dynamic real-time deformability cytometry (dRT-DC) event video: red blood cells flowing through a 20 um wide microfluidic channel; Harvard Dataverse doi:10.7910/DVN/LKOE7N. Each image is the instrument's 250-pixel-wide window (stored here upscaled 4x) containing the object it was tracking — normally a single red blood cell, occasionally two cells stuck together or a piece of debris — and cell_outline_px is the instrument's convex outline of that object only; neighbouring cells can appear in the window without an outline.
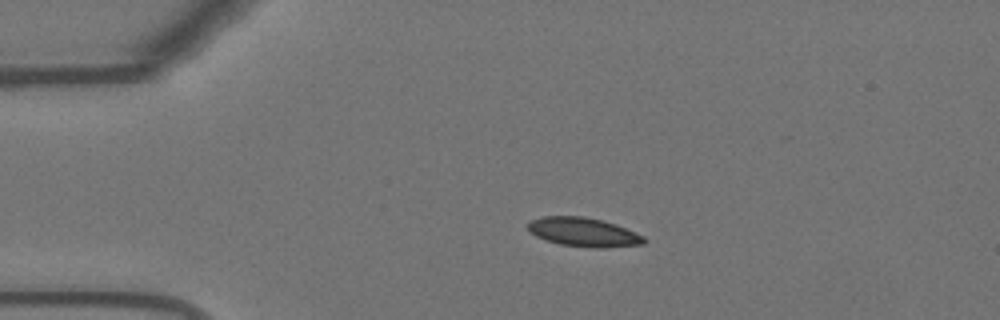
{"species": "Egyptian fruit bat (a non-hibernating species)", "species_latin": "Rousettus aegyptiacus", "temperature_condition": "warm", "stored_images_in_passage": 44, "camera_frame_rate_fps": 3000, "um_per_image_px": 0.085, "animal": {"sex": "female"}, "frame": {"image": 1, "passage_image": 1, "time_ms": 0.0, "image_size_px": [1000, 320], "cell_outline_px": [[648, 240], [644, 244], [604, 248], [596, 248], [560, 244], [536, 236], [528, 228], [528, 224], [532, 220], [544, 216], [584, 216], [616, 224], [636, 232], [644, 236]], "centroid_in_image_um": [49.67, 19.73], "position_along_channel_um": 35.3, "area_um2": 19.48}}
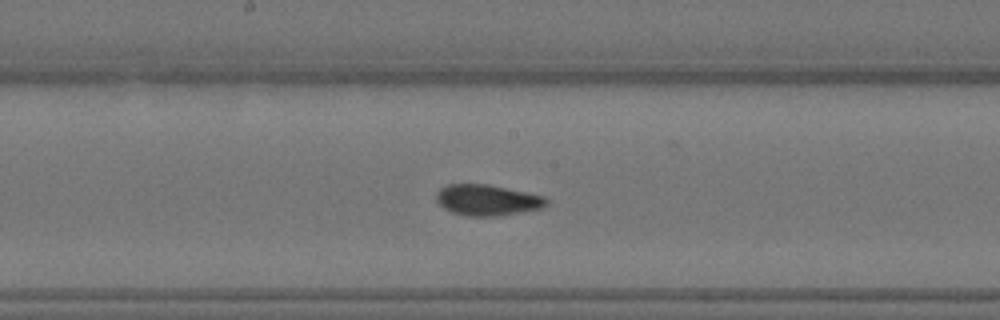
{"frame": {"image": 2, "passage_image": 18, "time_ms": 5.667, "image_size_px": [1000, 320], "cell_outline_px": [[548, 204], [544, 208], [496, 216], [464, 216], [452, 212], [444, 208], [436, 200], [436, 192], [440, 188], [448, 184], [488, 184], [544, 196], [548, 200]], "centroid_in_image_um": [41.41, 17.01], "position_along_channel_um": 206.8, "area_um2": 19.88}}
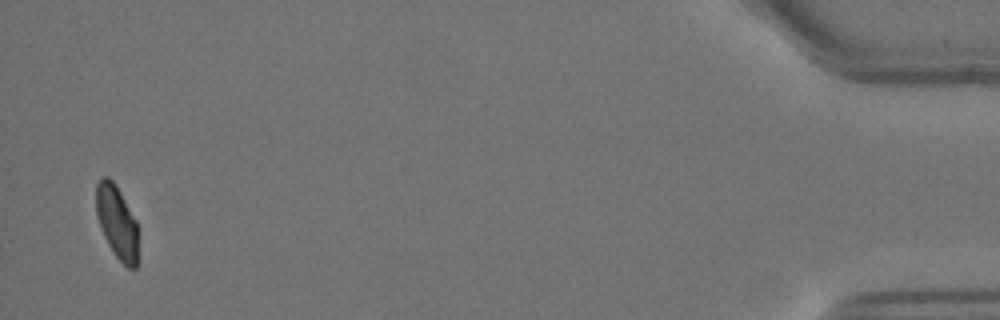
{"frame": {"image": 3, "passage_image": 43, "time_ms": 14.0, "image_size_px": [1000, 320], "cell_outline_px": [[140, 260], [136, 268], [128, 268], [116, 256], [108, 244], [104, 236], [96, 212], [96, 184], [104, 176], [108, 176], [116, 184], [136, 220], [140, 228]], "centroid_in_image_um": [10.02, 18.94], "position_along_channel_um": 425.2, "area_um2": 18.61}, "authors_computed_cell_mechanics": {"area_um2": 19.7098, "velocity_mm_per_s": 3.6738, "shape_relaxation_time_tau1_ms": 7.1041, "shape_relaxation_time_tau2_ms": 1.2599, "deformation_change_tau1": 0.1568, "deformation_change_tau2": 0.0467}}